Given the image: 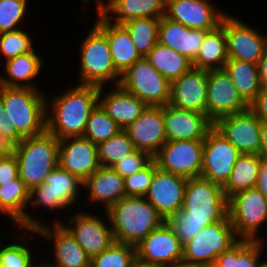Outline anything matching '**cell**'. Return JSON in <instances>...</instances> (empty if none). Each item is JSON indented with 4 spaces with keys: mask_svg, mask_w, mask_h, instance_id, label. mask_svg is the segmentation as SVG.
<instances>
[{
    "mask_svg": "<svg viewBox=\"0 0 267 267\" xmlns=\"http://www.w3.org/2000/svg\"><path fill=\"white\" fill-rule=\"evenodd\" d=\"M28 1L0 0V33L15 31L24 27L22 23L26 22L30 7Z\"/></svg>",
    "mask_w": 267,
    "mask_h": 267,
    "instance_id": "cell-43",
    "label": "cell"
},
{
    "mask_svg": "<svg viewBox=\"0 0 267 267\" xmlns=\"http://www.w3.org/2000/svg\"><path fill=\"white\" fill-rule=\"evenodd\" d=\"M34 49L32 52L8 59L0 64V85L6 87L43 89L37 80L44 69V57ZM43 67V68H42ZM36 79V81H35Z\"/></svg>",
    "mask_w": 267,
    "mask_h": 267,
    "instance_id": "cell-29",
    "label": "cell"
},
{
    "mask_svg": "<svg viewBox=\"0 0 267 267\" xmlns=\"http://www.w3.org/2000/svg\"><path fill=\"white\" fill-rule=\"evenodd\" d=\"M76 210L72 214L69 213L67 218L65 216L62 224L70 231L87 255L93 258L115 241L108 215L103 210L100 213L97 208L91 213L82 208Z\"/></svg>",
    "mask_w": 267,
    "mask_h": 267,
    "instance_id": "cell-9",
    "label": "cell"
},
{
    "mask_svg": "<svg viewBox=\"0 0 267 267\" xmlns=\"http://www.w3.org/2000/svg\"><path fill=\"white\" fill-rule=\"evenodd\" d=\"M228 59L225 29L220 25L205 35L192 67L207 71L223 69Z\"/></svg>",
    "mask_w": 267,
    "mask_h": 267,
    "instance_id": "cell-32",
    "label": "cell"
},
{
    "mask_svg": "<svg viewBox=\"0 0 267 267\" xmlns=\"http://www.w3.org/2000/svg\"><path fill=\"white\" fill-rule=\"evenodd\" d=\"M58 166L85 182L101 167L97 145L83 136L60 139Z\"/></svg>",
    "mask_w": 267,
    "mask_h": 267,
    "instance_id": "cell-20",
    "label": "cell"
},
{
    "mask_svg": "<svg viewBox=\"0 0 267 267\" xmlns=\"http://www.w3.org/2000/svg\"><path fill=\"white\" fill-rule=\"evenodd\" d=\"M208 71L191 67L171 82L169 104L181 110L206 114Z\"/></svg>",
    "mask_w": 267,
    "mask_h": 267,
    "instance_id": "cell-23",
    "label": "cell"
},
{
    "mask_svg": "<svg viewBox=\"0 0 267 267\" xmlns=\"http://www.w3.org/2000/svg\"><path fill=\"white\" fill-rule=\"evenodd\" d=\"M92 1L107 20L123 24L135 18H162L166 14L167 0H81L84 6Z\"/></svg>",
    "mask_w": 267,
    "mask_h": 267,
    "instance_id": "cell-24",
    "label": "cell"
},
{
    "mask_svg": "<svg viewBox=\"0 0 267 267\" xmlns=\"http://www.w3.org/2000/svg\"><path fill=\"white\" fill-rule=\"evenodd\" d=\"M58 150L59 140L48 131L26 137L18 144V173L29 190L42 184L58 166Z\"/></svg>",
    "mask_w": 267,
    "mask_h": 267,
    "instance_id": "cell-6",
    "label": "cell"
},
{
    "mask_svg": "<svg viewBox=\"0 0 267 267\" xmlns=\"http://www.w3.org/2000/svg\"><path fill=\"white\" fill-rule=\"evenodd\" d=\"M17 177H19V173L15 155L0 156V186L10 183Z\"/></svg>",
    "mask_w": 267,
    "mask_h": 267,
    "instance_id": "cell-47",
    "label": "cell"
},
{
    "mask_svg": "<svg viewBox=\"0 0 267 267\" xmlns=\"http://www.w3.org/2000/svg\"><path fill=\"white\" fill-rule=\"evenodd\" d=\"M0 134L10 136L20 143L24 138L18 133L15 125L6 118V111L2 99L0 98Z\"/></svg>",
    "mask_w": 267,
    "mask_h": 267,
    "instance_id": "cell-49",
    "label": "cell"
},
{
    "mask_svg": "<svg viewBox=\"0 0 267 267\" xmlns=\"http://www.w3.org/2000/svg\"><path fill=\"white\" fill-rule=\"evenodd\" d=\"M240 155L238 149L213 126L204 139L201 176L224 186Z\"/></svg>",
    "mask_w": 267,
    "mask_h": 267,
    "instance_id": "cell-16",
    "label": "cell"
},
{
    "mask_svg": "<svg viewBox=\"0 0 267 267\" xmlns=\"http://www.w3.org/2000/svg\"><path fill=\"white\" fill-rule=\"evenodd\" d=\"M46 93L43 89L0 85V98L6 118L15 125L23 138L46 131Z\"/></svg>",
    "mask_w": 267,
    "mask_h": 267,
    "instance_id": "cell-4",
    "label": "cell"
},
{
    "mask_svg": "<svg viewBox=\"0 0 267 267\" xmlns=\"http://www.w3.org/2000/svg\"><path fill=\"white\" fill-rule=\"evenodd\" d=\"M266 257L267 256H265V257L262 258L260 267H267V258Z\"/></svg>",
    "mask_w": 267,
    "mask_h": 267,
    "instance_id": "cell-57",
    "label": "cell"
},
{
    "mask_svg": "<svg viewBox=\"0 0 267 267\" xmlns=\"http://www.w3.org/2000/svg\"><path fill=\"white\" fill-rule=\"evenodd\" d=\"M195 267H219V266L214 261V262H208V263H203V264H196Z\"/></svg>",
    "mask_w": 267,
    "mask_h": 267,
    "instance_id": "cell-55",
    "label": "cell"
},
{
    "mask_svg": "<svg viewBox=\"0 0 267 267\" xmlns=\"http://www.w3.org/2000/svg\"><path fill=\"white\" fill-rule=\"evenodd\" d=\"M135 149L148 152L152 157L167 142L163 120V107L147 108L124 130Z\"/></svg>",
    "mask_w": 267,
    "mask_h": 267,
    "instance_id": "cell-26",
    "label": "cell"
},
{
    "mask_svg": "<svg viewBox=\"0 0 267 267\" xmlns=\"http://www.w3.org/2000/svg\"><path fill=\"white\" fill-rule=\"evenodd\" d=\"M116 242L136 245L165 219L145 198L126 196L106 210Z\"/></svg>",
    "mask_w": 267,
    "mask_h": 267,
    "instance_id": "cell-3",
    "label": "cell"
},
{
    "mask_svg": "<svg viewBox=\"0 0 267 267\" xmlns=\"http://www.w3.org/2000/svg\"><path fill=\"white\" fill-rule=\"evenodd\" d=\"M250 24L229 12L221 26L225 29L228 58L258 65L267 46V35Z\"/></svg>",
    "mask_w": 267,
    "mask_h": 267,
    "instance_id": "cell-13",
    "label": "cell"
},
{
    "mask_svg": "<svg viewBox=\"0 0 267 267\" xmlns=\"http://www.w3.org/2000/svg\"><path fill=\"white\" fill-rule=\"evenodd\" d=\"M72 85L58 94H46V131L58 140L83 136L89 116L99 103L100 87Z\"/></svg>",
    "mask_w": 267,
    "mask_h": 267,
    "instance_id": "cell-2",
    "label": "cell"
},
{
    "mask_svg": "<svg viewBox=\"0 0 267 267\" xmlns=\"http://www.w3.org/2000/svg\"><path fill=\"white\" fill-rule=\"evenodd\" d=\"M18 142L4 134H0V156H13L18 149Z\"/></svg>",
    "mask_w": 267,
    "mask_h": 267,
    "instance_id": "cell-51",
    "label": "cell"
},
{
    "mask_svg": "<svg viewBox=\"0 0 267 267\" xmlns=\"http://www.w3.org/2000/svg\"><path fill=\"white\" fill-rule=\"evenodd\" d=\"M135 150L128 134L122 130L108 141L97 145L98 160L101 166L111 167Z\"/></svg>",
    "mask_w": 267,
    "mask_h": 267,
    "instance_id": "cell-42",
    "label": "cell"
},
{
    "mask_svg": "<svg viewBox=\"0 0 267 267\" xmlns=\"http://www.w3.org/2000/svg\"><path fill=\"white\" fill-rule=\"evenodd\" d=\"M208 32L188 28L163 16L158 27V42L193 62Z\"/></svg>",
    "mask_w": 267,
    "mask_h": 267,
    "instance_id": "cell-30",
    "label": "cell"
},
{
    "mask_svg": "<svg viewBox=\"0 0 267 267\" xmlns=\"http://www.w3.org/2000/svg\"><path fill=\"white\" fill-rule=\"evenodd\" d=\"M144 58L170 83L192 67L189 59L159 42Z\"/></svg>",
    "mask_w": 267,
    "mask_h": 267,
    "instance_id": "cell-36",
    "label": "cell"
},
{
    "mask_svg": "<svg viewBox=\"0 0 267 267\" xmlns=\"http://www.w3.org/2000/svg\"><path fill=\"white\" fill-rule=\"evenodd\" d=\"M258 155L267 159V122H262L261 125V145Z\"/></svg>",
    "mask_w": 267,
    "mask_h": 267,
    "instance_id": "cell-53",
    "label": "cell"
},
{
    "mask_svg": "<svg viewBox=\"0 0 267 267\" xmlns=\"http://www.w3.org/2000/svg\"><path fill=\"white\" fill-rule=\"evenodd\" d=\"M2 234H3V235H4V234L7 235V234H9V233H2V232L0 231V242L3 240V237L1 236ZM1 237H2V238H1Z\"/></svg>",
    "mask_w": 267,
    "mask_h": 267,
    "instance_id": "cell-59",
    "label": "cell"
},
{
    "mask_svg": "<svg viewBox=\"0 0 267 267\" xmlns=\"http://www.w3.org/2000/svg\"><path fill=\"white\" fill-rule=\"evenodd\" d=\"M83 184L84 182L77 176L57 166L44 179L42 184L35 186L30 190L25 216L14 228L37 230L39 227L47 224L62 223L64 221L63 217L65 215L67 216L66 213H69V209L72 212L77 206L80 207V209L82 208L81 206H84L82 205L84 194ZM42 209L43 212L46 210L47 213H51L49 217L53 215V211L54 213L56 212V214L58 213V215L56 216L55 214L51 217V219H53L49 222V217L48 221L47 219H41L40 215L43 214L41 213ZM36 211L41 212L38 214ZM34 212L36 213L34 214ZM60 213L63 215L59 216ZM36 214L39 216H36Z\"/></svg>",
    "mask_w": 267,
    "mask_h": 267,
    "instance_id": "cell-1",
    "label": "cell"
},
{
    "mask_svg": "<svg viewBox=\"0 0 267 267\" xmlns=\"http://www.w3.org/2000/svg\"><path fill=\"white\" fill-rule=\"evenodd\" d=\"M135 261L134 245L114 241L102 253L91 258L90 267H130Z\"/></svg>",
    "mask_w": 267,
    "mask_h": 267,
    "instance_id": "cell-41",
    "label": "cell"
},
{
    "mask_svg": "<svg viewBox=\"0 0 267 267\" xmlns=\"http://www.w3.org/2000/svg\"><path fill=\"white\" fill-rule=\"evenodd\" d=\"M130 267H150V266L147 265V264H143V263H140V262H138V261H135V262L133 263V265H131Z\"/></svg>",
    "mask_w": 267,
    "mask_h": 267,
    "instance_id": "cell-56",
    "label": "cell"
},
{
    "mask_svg": "<svg viewBox=\"0 0 267 267\" xmlns=\"http://www.w3.org/2000/svg\"><path fill=\"white\" fill-rule=\"evenodd\" d=\"M259 172V155L241 154L233 166L229 180L223 186L227 199L237 192L255 187Z\"/></svg>",
    "mask_w": 267,
    "mask_h": 267,
    "instance_id": "cell-37",
    "label": "cell"
},
{
    "mask_svg": "<svg viewBox=\"0 0 267 267\" xmlns=\"http://www.w3.org/2000/svg\"><path fill=\"white\" fill-rule=\"evenodd\" d=\"M99 104L122 130L132 124L147 108L142 100L125 91L120 85L111 88L100 87Z\"/></svg>",
    "mask_w": 267,
    "mask_h": 267,
    "instance_id": "cell-27",
    "label": "cell"
},
{
    "mask_svg": "<svg viewBox=\"0 0 267 267\" xmlns=\"http://www.w3.org/2000/svg\"><path fill=\"white\" fill-rule=\"evenodd\" d=\"M182 208L184 219L221 221L228 215V199L223 186L199 176L187 180Z\"/></svg>",
    "mask_w": 267,
    "mask_h": 267,
    "instance_id": "cell-8",
    "label": "cell"
},
{
    "mask_svg": "<svg viewBox=\"0 0 267 267\" xmlns=\"http://www.w3.org/2000/svg\"><path fill=\"white\" fill-rule=\"evenodd\" d=\"M187 178L156 168L144 196L165 219L178 212L184 202Z\"/></svg>",
    "mask_w": 267,
    "mask_h": 267,
    "instance_id": "cell-21",
    "label": "cell"
},
{
    "mask_svg": "<svg viewBox=\"0 0 267 267\" xmlns=\"http://www.w3.org/2000/svg\"><path fill=\"white\" fill-rule=\"evenodd\" d=\"M119 85L147 106L163 107L170 102L171 83L144 57L121 75Z\"/></svg>",
    "mask_w": 267,
    "mask_h": 267,
    "instance_id": "cell-11",
    "label": "cell"
},
{
    "mask_svg": "<svg viewBox=\"0 0 267 267\" xmlns=\"http://www.w3.org/2000/svg\"><path fill=\"white\" fill-rule=\"evenodd\" d=\"M170 267H195V265L181 261V262H177L176 264Z\"/></svg>",
    "mask_w": 267,
    "mask_h": 267,
    "instance_id": "cell-54",
    "label": "cell"
},
{
    "mask_svg": "<svg viewBox=\"0 0 267 267\" xmlns=\"http://www.w3.org/2000/svg\"><path fill=\"white\" fill-rule=\"evenodd\" d=\"M95 12L98 16L93 24L107 37L114 67L120 75H123L130 66L142 57L122 24L107 20L97 9Z\"/></svg>",
    "mask_w": 267,
    "mask_h": 267,
    "instance_id": "cell-28",
    "label": "cell"
},
{
    "mask_svg": "<svg viewBox=\"0 0 267 267\" xmlns=\"http://www.w3.org/2000/svg\"><path fill=\"white\" fill-rule=\"evenodd\" d=\"M239 240L227 215L221 221L206 225L183 245L182 261L194 265L214 262Z\"/></svg>",
    "mask_w": 267,
    "mask_h": 267,
    "instance_id": "cell-10",
    "label": "cell"
},
{
    "mask_svg": "<svg viewBox=\"0 0 267 267\" xmlns=\"http://www.w3.org/2000/svg\"><path fill=\"white\" fill-rule=\"evenodd\" d=\"M255 189H257L261 194L267 198V159L259 156V172L257 181L255 184Z\"/></svg>",
    "mask_w": 267,
    "mask_h": 267,
    "instance_id": "cell-50",
    "label": "cell"
},
{
    "mask_svg": "<svg viewBox=\"0 0 267 267\" xmlns=\"http://www.w3.org/2000/svg\"><path fill=\"white\" fill-rule=\"evenodd\" d=\"M223 69L233 81L242 99L250 105L261 90L258 65L228 59Z\"/></svg>",
    "mask_w": 267,
    "mask_h": 267,
    "instance_id": "cell-33",
    "label": "cell"
},
{
    "mask_svg": "<svg viewBox=\"0 0 267 267\" xmlns=\"http://www.w3.org/2000/svg\"><path fill=\"white\" fill-rule=\"evenodd\" d=\"M83 192L85 194L82 202L90 209L87 207L82 209L91 211L92 206H95L94 208L99 206L100 210L106 211L126 197L124 178L111 167L101 166L84 182Z\"/></svg>",
    "mask_w": 267,
    "mask_h": 267,
    "instance_id": "cell-22",
    "label": "cell"
},
{
    "mask_svg": "<svg viewBox=\"0 0 267 267\" xmlns=\"http://www.w3.org/2000/svg\"><path fill=\"white\" fill-rule=\"evenodd\" d=\"M212 0H167L165 17L191 28L217 29L228 14Z\"/></svg>",
    "mask_w": 267,
    "mask_h": 267,
    "instance_id": "cell-17",
    "label": "cell"
},
{
    "mask_svg": "<svg viewBox=\"0 0 267 267\" xmlns=\"http://www.w3.org/2000/svg\"><path fill=\"white\" fill-rule=\"evenodd\" d=\"M204 141H167L153 156L157 167L190 179L201 176Z\"/></svg>",
    "mask_w": 267,
    "mask_h": 267,
    "instance_id": "cell-15",
    "label": "cell"
},
{
    "mask_svg": "<svg viewBox=\"0 0 267 267\" xmlns=\"http://www.w3.org/2000/svg\"><path fill=\"white\" fill-rule=\"evenodd\" d=\"M266 241L239 240L216 258L219 267H260Z\"/></svg>",
    "mask_w": 267,
    "mask_h": 267,
    "instance_id": "cell-35",
    "label": "cell"
},
{
    "mask_svg": "<svg viewBox=\"0 0 267 267\" xmlns=\"http://www.w3.org/2000/svg\"><path fill=\"white\" fill-rule=\"evenodd\" d=\"M157 164L152 160L142 170L124 178L126 196L144 197L148 192Z\"/></svg>",
    "mask_w": 267,
    "mask_h": 267,
    "instance_id": "cell-45",
    "label": "cell"
},
{
    "mask_svg": "<svg viewBox=\"0 0 267 267\" xmlns=\"http://www.w3.org/2000/svg\"><path fill=\"white\" fill-rule=\"evenodd\" d=\"M78 47L77 84L98 87L119 85L121 75L114 67L107 37L95 25L89 31L87 29Z\"/></svg>",
    "mask_w": 267,
    "mask_h": 267,
    "instance_id": "cell-5",
    "label": "cell"
},
{
    "mask_svg": "<svg viewBox=\"0 0 267 267\" xmlns=\"http://www.w3.org/2000/svg\"><path fill=\"white\" fill-rule=\"evenodd\" d=\"M249 109L261 122H267V88H261L255 100L249 105Z\"/></svg>",
    "mask_w": 267,
    "mask_h": 267,
    "instance_id": "cell-48",
    "label": "cell"
},
{
    "mask_svg": "<svg viewBox=\"0 0 267 267\" xmlns=\"http://www.w3.org/2000/svg\"><path fill=\"white\" fill-rule=\"evenodd\" d=\"M262 122L250 110L219 118L213 126L241 154H259Z\"/></svg>",
    "mask_w": 267,
    "mask_h": 267,
    "instance_id": "cell-19",
    "label": "cell"
},
{
    "mask_svg": "<svg viewBox=\"0 0 267 267\" xmlns=\"http://www.w3.org/2000/svg\"><path fill=\"white\" fill-rule=\"evenodd\" d=\"M135 248L136 261L150 267H170L181 262L183 257V245L167 221L144 237Z\"/></svg>",
    "mask_w": 267,
    "mask_h": 267,
    "instance_id": "cell-14",
    "label": "cell"
},
{
    "mask_svg": "<svg viewBox=\"0 0 267 267\" xmlns=\"http://www.w3.org/2000/svg\"><path fill=\"white\" fill-rule=\"evenodd\" d=\"M249 109L224 69L208 71L206 115L214 123L221 117Z\"/></svg>",
    "mask_w": 267,
    "mask_h": 267,
    "instance_id": "cell-18",
    "label": "cell"
},
{
    "mask_svg": "<svg viewBox=\"0 0 267 267\" xmlns=\"http://www.w3.org/2000/svg\"><path fill=\"white\" fill-rule=\"evenodd\" d=\"M168 224L174 230L177 238L181 244L184 245L193 239L196 234L202 230L206 225L215 223L217 221H196L195 219H184V209L181 208L174 215L167 220Z\"/></svg>",
    "mask_w": 267,
    "mask_h": 267,
    "instance_id": "cell-44",
    "label": "cell"
},
{
    "mask_svg": "<svg viewBox=\"0 0 267 267\" xmlns=\"http://www.w3.org/2000/svg\"><path fill=\"white\" fill-rule=\"evenodd\" d=\"M37 267H50L48 266L46 263L43 262V260L39 262V264L37 265Z\"/></svg>",
    "mask_w": 267,
    "mask_h": 267,
    "instance_id": "cell-58",
    "label": "cell"
},
{
    "mask_svg": "<svg viewBox=\"0 0 267 267\" xmlns=\"http://www.w3.org/2000/svg\"><path fill=\"white\" fill-rule=\"evenodd\" d=\"M36 231L38 233V241L40 239V242L38 243L45 241L42 244L43 246L46 245V247L48 244V247L44 251L48 255H46L47 259H45V257L41 259L48 266L90 267L91 258L62 223L47 224L39 227ZM49 249L51 250L49 251ZM52 256L53 258H49Z\"/></svg>",
    "mask_w": 267,
    "mask_h": 267,
    "instance_id": "cell-12",
    "label": "cell"
},
{
    "mask_svg": "<svg viewBox=\"0 0 267 267\" xmlns=\"http://www.w3.org/2000/svg\"><path fill=\"white\" fill-rule=\"evenodd\" d=\"M159 23L160 18L143 17L122 24L130 34L141 57H145L158 42Z\"/></svg>",
    "mask_w": 267,
    "mask_h": 267,
    "instance_id": "cell-38",
    "label": "cell"
},
{
    "mask_svg": "<svg viewBox=\"0 0 267 267\" xmlns=\"http://www.w3.org/2000/svg\"><path fill=\"white\" fill-rule=\"evenodd\" d=\"M152 160L153 157L148 152L135 149L132 153L125 156V158L113 164L111 168L123 178H126L142 170Z\"/></svg>",
    "mask_w": 267,
    "mask_h": 267,
    "instance_id": "cell-46",
    "label": "cell"
},
{
    "mask_svg": "<svg viewBox=\"0 0 267 267\" xmlns=\"http://www.w3.org/2000/svg\"><path fill=\"white\" fill-rule=\"evenodd\" d=\"M25 28L0 33V64L8 59L32 52L36 45ZM34 41V42H33Z\"/></svg>",
    "mask_w": 267,
    "mask_h": 267,
    "instance_id": "cell-40",
    "label": "cell"
},
{
    "mask_svg": "<svg viewBox=\"0 0 267 267\" xmlns=\"http://www.w3.org/2000/svg\"><path fill=\"white\" fill-rule=\"evenodd\" d=\"M12 229L10 233L12 235L10 237L12 239L11 242L5 238L0 242V267H37L40 262L38 261L40 260L37 256L38 253L34 252L36 250L34 247L35 242H38L35 237L38 236L37 231L28 229H24L23 231L20 228H15V231L14 228ZM32 241H35L33 245L31 243Z\"/></svg>",
    "mask_w": 267,
    "mask_h": 267,
    "instance_id": "cell-31",
    "label": "cell"
},
{
    "mask_svg": "<svg viewBox=\"0 0 267 267\" xmlns=\"http://www.w3.org/2000/svg\"><path fill=\"white\" fill-rule=\"evenodd\" d=\"M261 88H267V46L258 64Z\"/></svg>",
    "mask_w": 267,
    "mask_h": 267,
    "instance_id": "cell-52",
    "label": "cell"
},
{
    "mask_svg": "<svg viewBox=\"0 0 267 267\" xmlns=\"http://www.w3.org/2000/svg\"><path fill=\"white\" fill-rule=\"evenodd\" d=\"M29 192L20 177L0 186V219L4 217L10 220L11 228L25 216Z\"/></svg>",
    "mask_w": 267,
    "mask_h": 267,
    "instance_id": "cell-34",
    "label": "cell"
},
{
    "mask_svg": "<svg viewBox=\"0 0 267 267\" xmlns=\"http://www.w3.org/2000/svg\"><path fill=\"white\" fill-rule=\"evenodd\" d=\"M228 216L239 239L267 240V236L260 234L267 225V198L257 189L243 190L231 196L228 199Z\"/></svg>",
    "mask_w": 267,
    "mask_h": 267,
    "instance_id": "cell-7",
    "label": "cell"
},
{
    "mask_svg": "<svg viewBox=\"0 0 267 267\" xmlns=\"http://www.w3.org/2000/svg\"><path fill=\"white\" fill-rule=\"evenodd\" d=\"M163 120L167 141H204L213 122L206 114L181 110L167 104L163 106Z\"/></svg>",
    "mask_w": 267,
    "mask_h": 267,
    "instance_id": "cell-25",
    "label": "cell"
},
{
    "mask_svg": "<svg viewBox=\"0 0 267 267\" xmlns=\"http://www.w3.org/2000/svg\"><path fill=\"white\" fill-rule=\"evenodd\" d=\"M121 131L122 129L118 124L107 115L98 103L89 116L83 137L98 145L108 141Z\"/></svg>",
    "mask_w": 267,
    "mask_h": 267,
    "instance_id": "cell-39",
    "label": "cell"
}]
</instances>
